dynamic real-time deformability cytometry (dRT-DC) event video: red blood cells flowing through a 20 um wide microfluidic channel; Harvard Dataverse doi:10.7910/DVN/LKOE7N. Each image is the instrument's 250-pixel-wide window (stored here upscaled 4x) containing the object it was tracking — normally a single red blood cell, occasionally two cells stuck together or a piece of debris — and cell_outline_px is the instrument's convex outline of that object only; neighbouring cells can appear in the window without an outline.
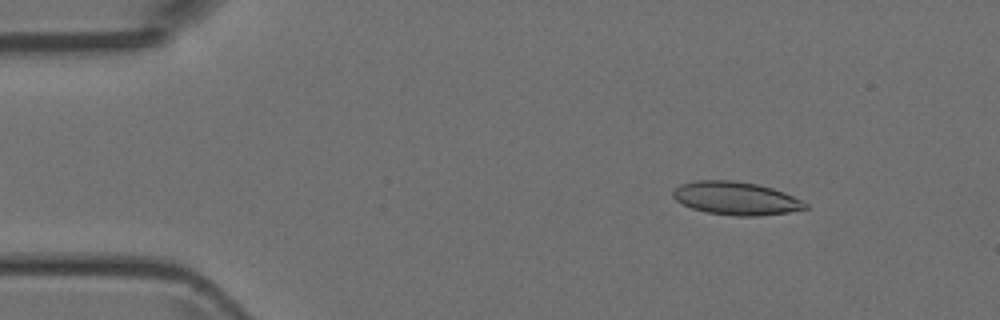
{"species": "Egyptian fruit bat (a non-hibernating species)", "species_latin": "Rousettus aegyptiacus", "temperature_condition": "room temperature", "stored_images_in_passage": 4, "camera_frame_rate_fps": 3000, "um_per_image_px": 0.085, "animal": {"sex": "female"}, "frame": {"image": 1, "passage_image": 2, "time_ms": 1.333, "image_size_px": [1000, 320], "cell_outline_px": [[808, 208], [788, 212], [760, 216], [736, 216], [708, 212], [692, 208], [676, 200], [672, 196], [672, 192], [680, 184], [696, 180], [732, 180], [756, 184], [772, 188], [784, 192], [808, 204]], "centroid_in_image_um": [62.55, 16.85], "position_along_channel_um": 22.5, "area_um2": 25.37}}
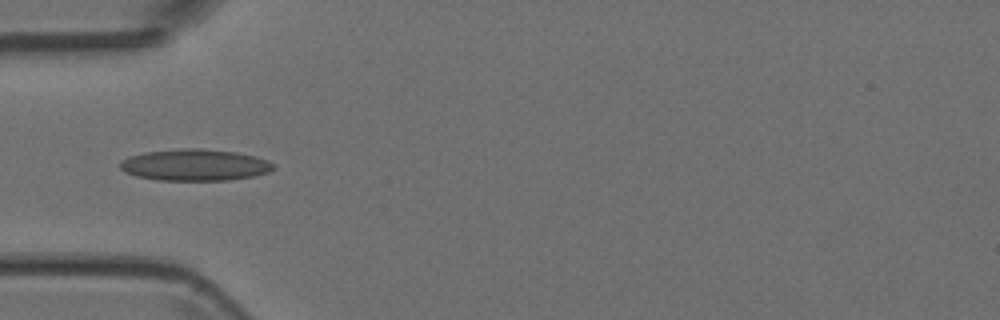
{"frame": {"image": 2, "passage_image": 4, "time_ms": 4.333, "image_size_px": [1000, 320], "cell_outline_px": [[272, 168], [268, 172], [252, 176], [228, 180], [156, 180], [136, 176], [124, 172], [120, 168], [120, 160], [128, 156], [144, 152], [180, 148], [200, 148], [236, 152], [256, 156], [268, 160], [272, 164]], "centroid_in_image_um": [16.5, 14.01], "position_along_channel_um": 68.5, "area_um2": 28.26}}